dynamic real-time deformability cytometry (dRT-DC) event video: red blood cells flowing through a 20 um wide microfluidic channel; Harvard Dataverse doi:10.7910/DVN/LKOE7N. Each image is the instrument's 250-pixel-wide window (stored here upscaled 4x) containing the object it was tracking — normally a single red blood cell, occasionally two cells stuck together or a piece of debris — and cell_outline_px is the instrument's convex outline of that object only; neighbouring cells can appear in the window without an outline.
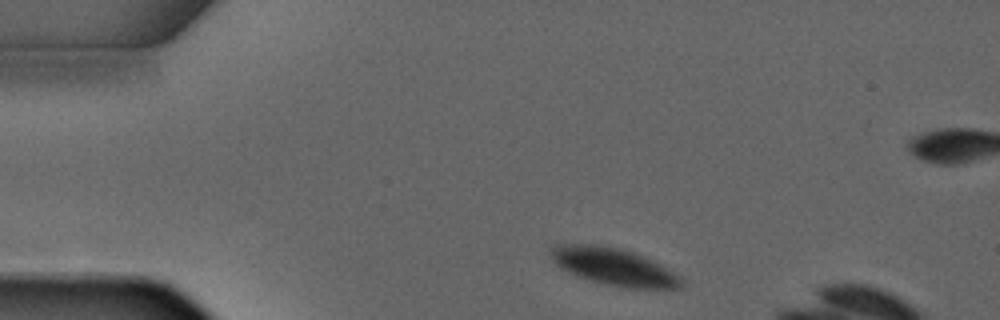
{"species": "common noctule bat (a hibernating species)", "species_latin": "Nyctalus noctula", "temperature_condition": "warm", "stored_images_in_passage": 3, "camera_frame_rate_fps": 3000, "um_per_image_px": 0.085, "animal": {"sex": "male", "forearm_length_mm": 52.5}, "frame": {"image": 1, "passage_image": 1, "time_ms": 0.0, "image_size_px": [1000, 320], "cell_outline_px": [[684, 288], [628, 288], [604, 284], [576, 276], [560, 268], [548, 256], [548, 248], [552, 244], [600, 244], [620, 248], [644, 256], [668, 268], [680, 276], [684, 280]], "centroid_in_image_um": [52.13, 22.65], "position_along_channel_um": 32.9, "area_um2": 28.9}}